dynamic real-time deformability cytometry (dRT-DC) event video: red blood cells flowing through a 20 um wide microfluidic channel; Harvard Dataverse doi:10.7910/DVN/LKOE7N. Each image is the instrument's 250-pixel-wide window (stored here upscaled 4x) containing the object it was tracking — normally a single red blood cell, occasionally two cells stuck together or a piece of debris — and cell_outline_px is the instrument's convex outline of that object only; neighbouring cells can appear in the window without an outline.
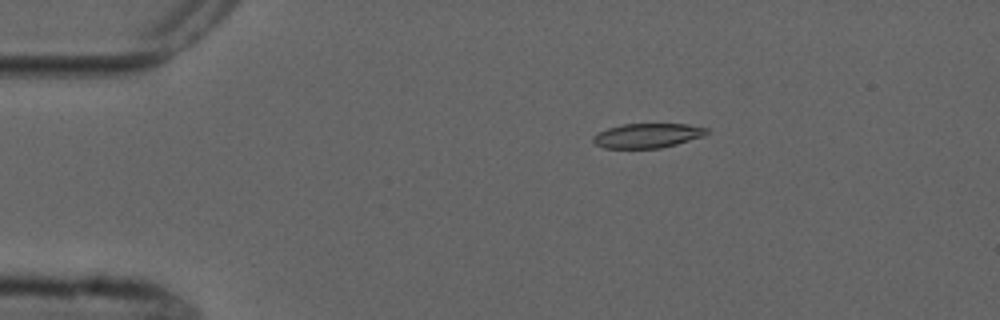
{"species": "common noctule bat (a hibernating species)", "species_latin": "Nyctalus noctula", "temperature_condition": "cold", "stored_images_in_passage": 6, "camera_frame_rate_fps": 3000, "um_per_image_px": 0.085, "animal": {"sex": "male", "forearm_length_mm": 52.5}, "frame": {"image": 1, "passage_image": 3, "time_ms": 2.333, "image_size_px": [1000, 320], "cell_outline_px": [[708, 132], [704, 136], [676, 144], [660, 148], [604, 148], [596, 144], [592, 140], [592, 136], [608, 128], [624, 124], [688, 124], [708, 128]], "centroid_in_image_um": [55.04, 11.52], "position_along_channel_um": 30.0, "area_um2": 16.13}}
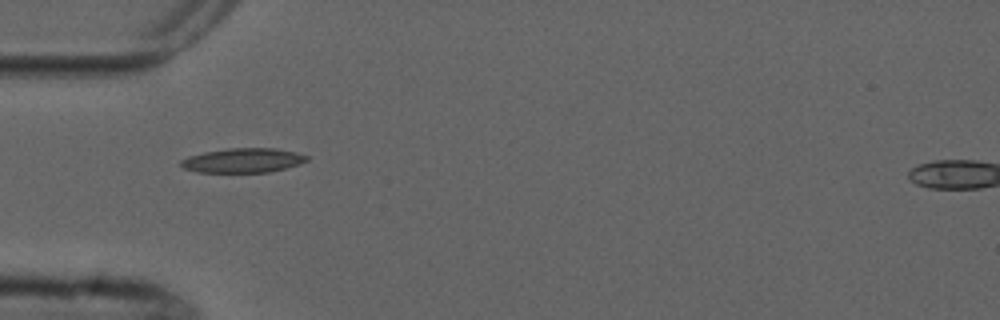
{"frame": {"image": 2, "passage_image": 5, "time_ms": 4.667, "image_size_px": [1000, 320], "cell_outline_px": [[308, 160], [300, 164], [268, 172], [196, 172], [184, 168], [180, 164], [180, 160], [188, 156], [204, 152], [228, 148], [276, 148], [296, 152], [308, 156]], "centroid_in_image_um": [20.64, 13.63], "position_along_channel_um": 64.4, "area_um2": 17.92}}
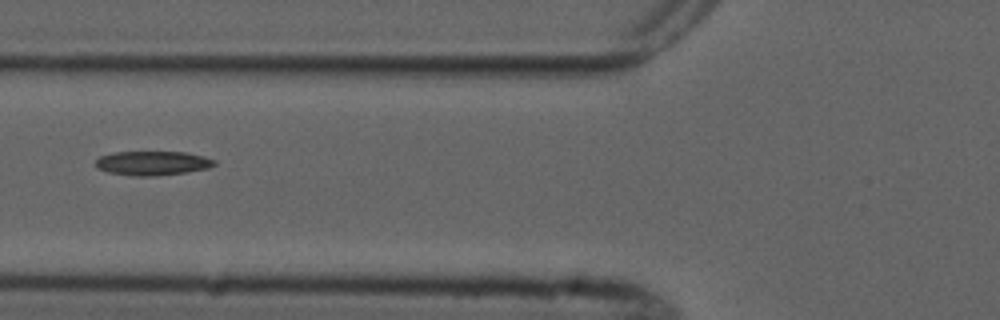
{"frame": {"image": 3, "passage_image": 6, "time_ms": 6.0, "image_size_px": [1000, 320], "cell_outline_px": [[216, 164], [208, 168], [184, 172], [156, 176], [136, 176], [108, 172], [96, 168], [96, 160], [100, 156], [116, 152], [184, 152], [204, 156], [216, 160]], "centroid_in_image_um": [12.97, 13.86], "position_along_channel_um": 112.8, "area_um2": 16.65}}